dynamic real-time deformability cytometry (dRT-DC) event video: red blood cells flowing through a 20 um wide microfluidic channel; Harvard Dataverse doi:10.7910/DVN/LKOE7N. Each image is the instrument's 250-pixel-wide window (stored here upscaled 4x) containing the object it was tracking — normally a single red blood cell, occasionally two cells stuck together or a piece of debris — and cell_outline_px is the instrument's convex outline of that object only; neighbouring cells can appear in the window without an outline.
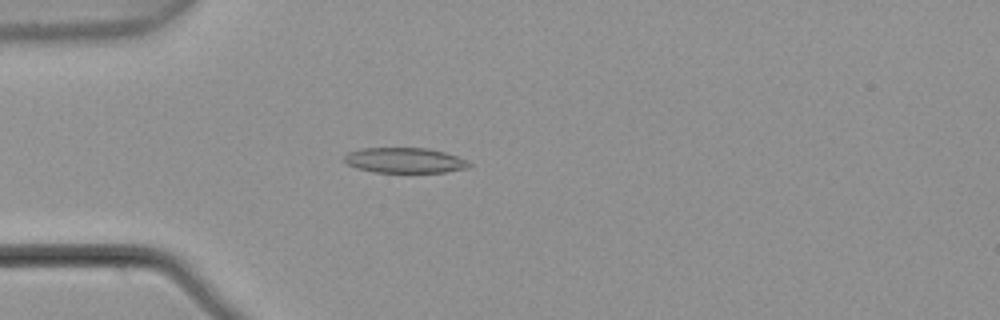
{"species": "common noctule bat (a hibernating species)", "species_latin": "Nyctalus noctula", "temperature_condition": "warm", "stored_images_in_passage": 5, "camera_frame_rate_fps": 3000, "um_per_image_px": 0.085, "animal": {"sex": "male", "body_mass_g": 21.5, "forearm_length_mm": 52.0}, "frame": {"image": 1, "passage_image": 4, "time_ms": 1.0, "image_size_px": [1000, 320], "cell_outline_px": [[472, 164], [468, 168], [444, 172], [372, 172], [356, 168], [348, 164], [344, 160], [344, 156], [348, 152], [360, 148], [428, 148], [444, 152], [456, 156]], "centroid_in_image_um": [34.36, 13.63], "position_along_channel_um": 50.6, "area_um2": 18.32}}